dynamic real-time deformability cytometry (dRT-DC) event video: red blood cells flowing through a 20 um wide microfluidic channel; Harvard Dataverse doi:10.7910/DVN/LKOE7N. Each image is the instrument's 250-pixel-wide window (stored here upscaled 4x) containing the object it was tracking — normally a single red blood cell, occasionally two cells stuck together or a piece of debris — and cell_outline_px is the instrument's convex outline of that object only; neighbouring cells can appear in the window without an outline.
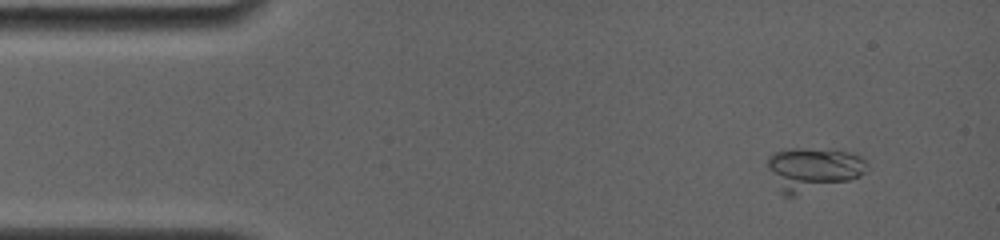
{"species": "common noctule bat (a hibernating species)", "species_latin": "Nyctalus noctula", "temperature_condition": "room temperature", "stored_images_in_passage": 8, "camera_frame_rate_fps": 4000, "um_per_image_px": 0.085, "animal": {"sex": "female", "body_mass_g": 19.0, "forearm_length_mm": 56.7}, "frame": {"image": 1, "passage_image": 1, "time_ms": 0.0, "image_size_px": [1000, 240], "cell_outline_px": [[864, 172], [860, 176], [848, 180], [792, 196], [784, 196], [780, 192], [768, 168], [768, 156], [772, 152], [792, 148], [800, 148], [844, 152], [856, 156], [864, 160]], "centroid_in_image_um": [69.0, 14.38], "position_along_channel_um": 16.0, "area_um2": 24.22}}